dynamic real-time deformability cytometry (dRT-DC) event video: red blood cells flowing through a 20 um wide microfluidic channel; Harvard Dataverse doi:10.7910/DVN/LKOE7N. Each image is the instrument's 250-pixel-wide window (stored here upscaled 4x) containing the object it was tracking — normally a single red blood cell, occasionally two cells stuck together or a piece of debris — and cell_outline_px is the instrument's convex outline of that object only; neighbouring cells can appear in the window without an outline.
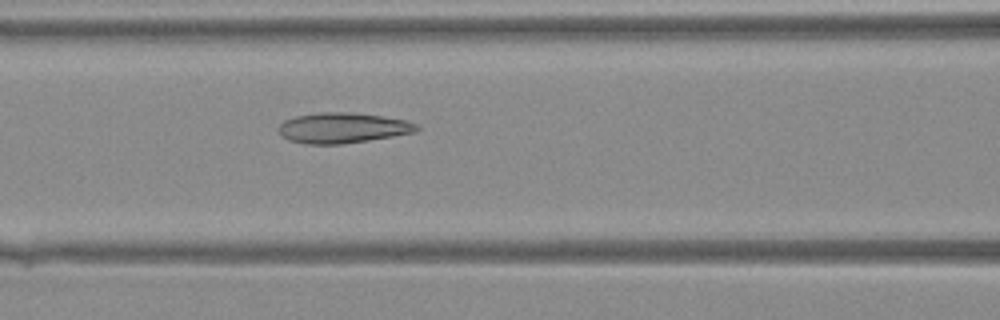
{"species": "Egyptian fruit bat (a non-hibernating species)", "species_latin": "Rousettus aegyptiacus", "temperature_condition": "warm", "stored_images_in_passage": 30, "camera_frame_rate_fps": 3000, "um_per_image_px": 0.085, "animal": {"sex": "female"}, "frame": {"image": 1, "passage_image": 7, "time_ms": 2.0, "image_size_px": [1000, 320], "cell_outline_px": [[420, 128], [416, 132], [368, 140], [340, 144], [304, 144], [288, 140], [276, 128], [284, 120], [296, 116], [320, 112], [352, 112], [384, 116], [404, 120], [416, 124]], "centroid_in_image_um": [29.1, 10.86], "position_along_channel_um": 137.5, "area_um2": 24.45}}
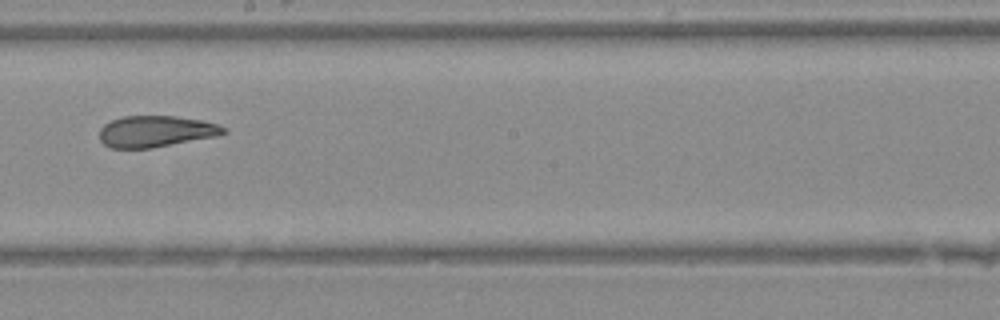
{"frame": {"image": 2, "passage_image": 13, "time_ms": 4.0, "image_size_px": [1000, 320], "cell_outline_px": [[228, 132], [216, 136], [152, 148], [112, 148], [104, 144], [100, 140], [100, 128], [104, 124], [112, 120], [124, 116], [176, 116], [200, 120], [216, 124], [228, 128]], "centroid_in_image_um": [13.25, 11.17], "position_along_channel_um": 235.0, "area_um2": 22.6}}
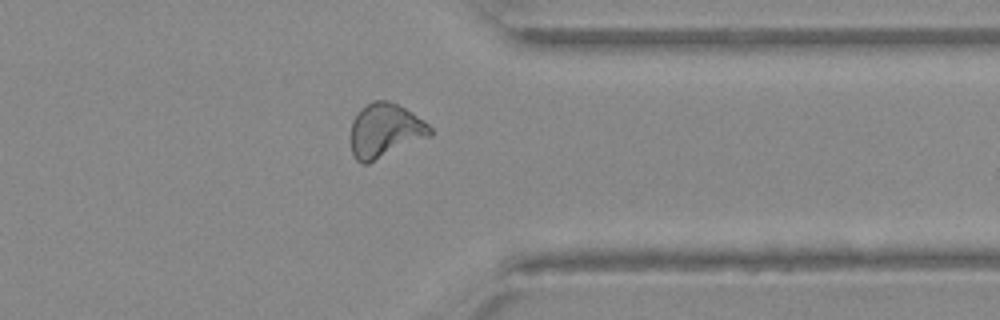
{"frame": {"image": 3, "passage_image": 22, "time_ms": 7.0, "image_size_px": [1000, 320], "cell_outline_px": [[432, 136], [368, 164], [360, 164], [356, 160], [352, 152], [352, 120], [356, 112], [360, 108], [372, 100], [388, 100], [412, 112], [424, 120], [432, 128]], "centroid_in_image_um": [32.74, 11.1], "position_along_channel_um": 378.7, "area_um2": 25.32}}